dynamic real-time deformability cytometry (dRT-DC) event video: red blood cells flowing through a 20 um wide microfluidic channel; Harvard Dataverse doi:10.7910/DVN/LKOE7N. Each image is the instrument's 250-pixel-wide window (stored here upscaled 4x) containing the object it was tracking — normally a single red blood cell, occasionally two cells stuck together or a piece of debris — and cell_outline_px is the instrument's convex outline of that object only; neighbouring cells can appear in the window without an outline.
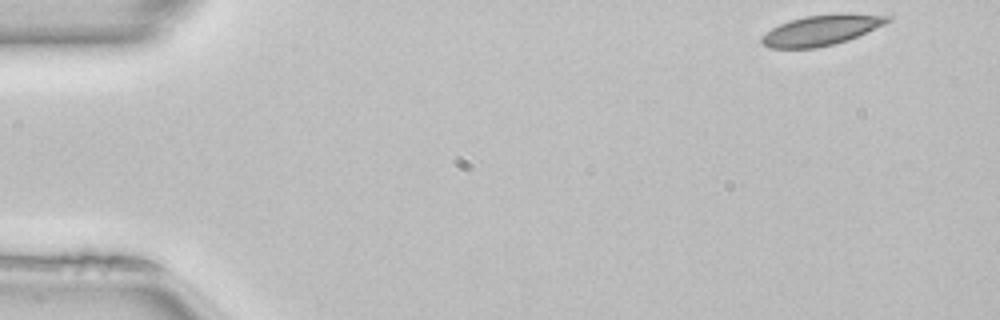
{"species": "common noctule bat (a hibernating species)", "species_latin": "Nyctalus noctula", "temperature_condition": "room temperature", "stored_images_in_passage": 8, "camera_frame_rate_fps": 3000, "um_per_image_px": 0.085, "animal": {"sex": "female", "body_mass_g": 22.7, "forearm_length_mm": 54.2}, "frame": {"image": 1, "passage_image": 1, "time_ms": 0.0, "image_size_px": [1000, 320], "cell_outline_px": [[892, 20], [884, 24], [848, 40], [836, 44], [816, 48], [768, 48], [760, 44], [760, 36], [772, 28], [780, 24], [804, 16], [840, 12], [844, 12], [892, 16]], "centroid_in_image_um": [69.8, 2.55], "position_along_channel_um": 15.2, "area_um2": 22.6}}